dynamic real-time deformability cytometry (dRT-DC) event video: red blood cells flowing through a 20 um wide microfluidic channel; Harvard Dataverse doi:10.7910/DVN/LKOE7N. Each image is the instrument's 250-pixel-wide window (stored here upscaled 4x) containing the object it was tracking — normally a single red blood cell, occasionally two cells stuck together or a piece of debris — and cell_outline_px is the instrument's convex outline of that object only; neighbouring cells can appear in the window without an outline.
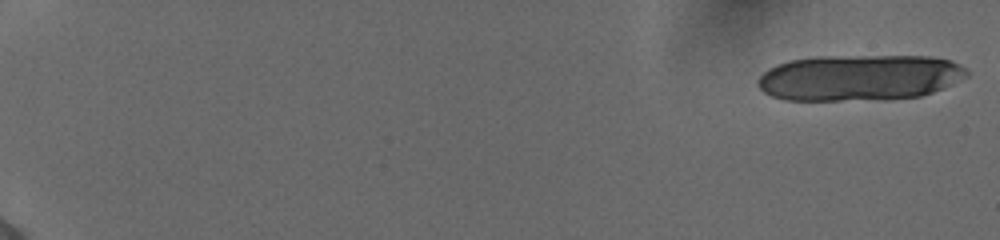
{"species": "human", "species_latin": "Homo sapiens", "temperature_condition": "cold", "stored_images_in_passage": 22, "camera_frame_rate_fps": 3000, "um_per_image_px": 0.085, "donor": {"sex": "female"}, "frame": {"image": 1, "passage_image": 1, "time_ms": 0.0, "image_size_px": [1000, 240], "cell_outline_px": [[968, 76], [932, 92], [920, 96], [884, 100], [784, 100], [772, 96], [764, 92], [756, 84], [756, 80], [768, 68], [776, 64], [788, 60], [816, 56], [928, 56], [948, 60], [964, 68], [968, 72]], "centroid_in_image_um": [72.98, 6.6], "position_along_channel_um": 12.0, "area_um2": 56.3}}